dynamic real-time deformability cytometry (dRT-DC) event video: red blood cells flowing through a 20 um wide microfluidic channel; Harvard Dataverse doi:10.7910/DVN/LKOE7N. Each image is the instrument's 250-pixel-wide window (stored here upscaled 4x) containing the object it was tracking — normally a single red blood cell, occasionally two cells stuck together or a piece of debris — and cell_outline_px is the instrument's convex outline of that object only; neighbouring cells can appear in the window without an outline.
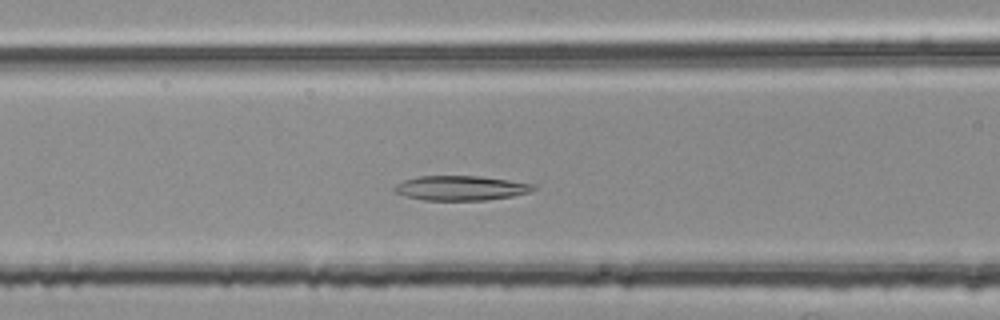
{"species": "common noctule bat (a hibernating species)", "species_latin": "Nyctalus noctula", "temperature_condition": "room temperature", "stored_images_in_passage": 45, "camera_frame_rate_fps": 3000, "um_per_image_px": 0.085, "animal": {"sex": "female", "body_mass_g": 25.1}, "frame": {"image": 1, "passage_image": 17, "time_ms": 5.333, "image_size_px": [1000, 320], "cell_outline_px": [[536, 188], [528, 192], [512, 196], [488, 200], [424, 200], [408, 196], [396, 192], [392, 188], [396, 184], [404, 180], [416, 176], [480, 176], [536, 184]], "centroid_in_image_um": [39.17, 15.98], "position_along_channel_um": 127.4, "area_um2": 19.88}}
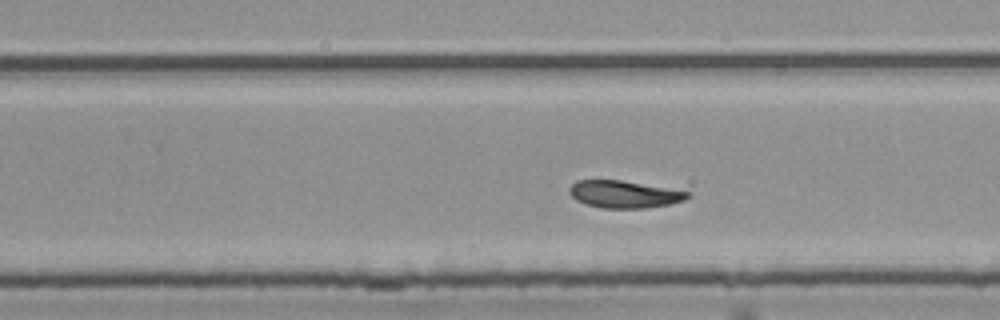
{"frame": {"image": 2, "passage_image": 29, "time_ms": 9.333, "image_size_px": [1000, 320], "cell_outline_px": [[692, 196], [684, 200], [668, 204], [644, 208], [600, 208], [576, 200], [568, 192], [568, 188], [576, 180], [620, 180], [688, 192]], "centroid_in_image_um": [53.0, 16.51], "position_along_channel_um": 276.8, "area_um2": 18.5}}
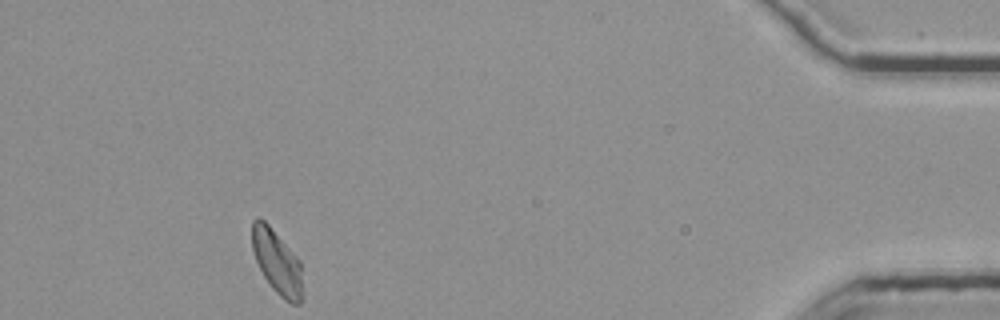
{"frame": {"image": 3, "passage_image": 45, "time_ms": 14.667, "image_size_px": [1000, 320], "cell_outline_px": [[304, 300], [300, 304], [292, 304], [284, 300], [272, 288], [264, 276], [256, 260], [252, 248], [252, 220], [256, 216], [260, 216], [268, 224], [300, 260], [304, 296]], "centroid_in_image_um": [23.57, 22.3], "position_along_channel_um": 411.6, "area_um2": 19.13}, "authors_computed_cell_mechanics": {"area_um2": 19.4786, "velocity_mm_per_s": 3.7405, "shape_relaxation_time_tau1_ms": null, "shape_relaxation_time_tau2_ms": 3.0324, "deformation_change_tau1": null, "deformation_change_tau2": 0.078}}